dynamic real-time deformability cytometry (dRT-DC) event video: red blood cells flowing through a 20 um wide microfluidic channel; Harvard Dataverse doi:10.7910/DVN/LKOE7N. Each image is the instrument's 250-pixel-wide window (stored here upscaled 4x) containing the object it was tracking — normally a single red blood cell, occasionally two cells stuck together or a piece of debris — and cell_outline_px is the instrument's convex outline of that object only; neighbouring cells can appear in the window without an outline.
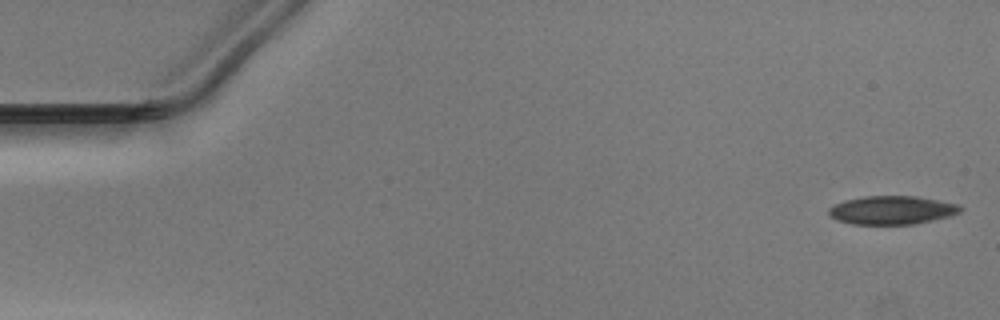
{"species": "Egyptian fruit bat (a non-hibernating species)", "species_latin": "Rousettus aegyptiacus", "temperature_condition": "warm", "stored_images_in_passage": 50, "camera_frame_rate_fps": 3000, "um_per_image_px": 0.085, "animal": {"sex": "male"}, "frame": {"image": 1, "passage_image": 1, "time_ms": 0.0, "image_size_px": [1000, 320], "cell_outline_px": [[964, 208], [960, 212], [952, 216], [916, 224], [852, 224], [836, 220], [828, 212], [828, 208], [844, 200], [864, 196], [916, 196], [960, 204]], "centroid_in_image_um": [75.86, 17.86], "position_along_channel_um": 9.1, "area_um2": 22.02}}
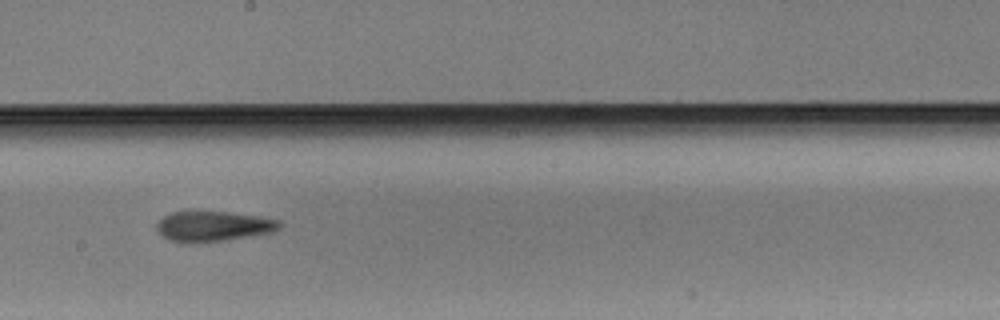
{"frame": {"image": 2, "passage_image": 28, "time_ms": 9.0, "image_size_px": [1000, 320], "cell_outline_px": [[284, 224], [280, 228], [272, 232], [224, 240], [192, 244], [184, 244], [168, 240], [156, 228], [156, 224], [164, 216], [172, 212], [228, 212], [256, 216], [280, 220]], "centroid_in_image_um": [18.12, 19.25], "position_along_channel_um": 230.1, "area_um2": 21.62}}
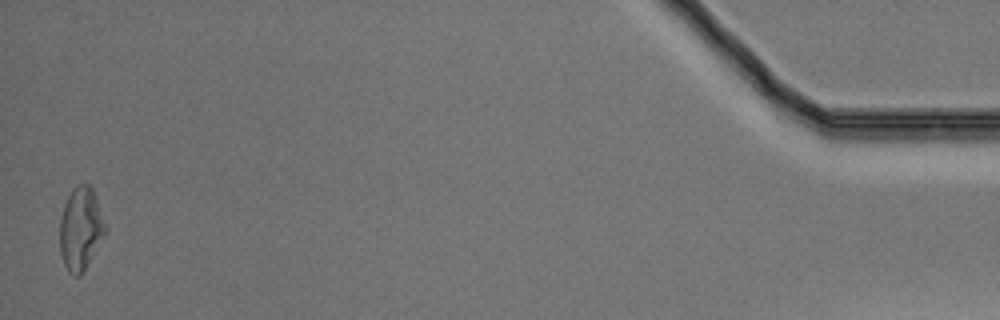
{"frame": {"image": 3, "passage_image": 50, "time_ms": 16.333, "image_size_px": [1000, 320], "cell_outline_px": [[108, 232], [84, 272], [80, 276], [72, 276], [68, 272], [64, 264], [60, 252], [60, 220], [64, 204], [72, 188], [76, 184], [88, 184], [92, 188], [108, 228]], "centroid_in_image_um": [6.88, 19.48], "position_along_channel_um": 428.3, "area_um2": 22.48}}